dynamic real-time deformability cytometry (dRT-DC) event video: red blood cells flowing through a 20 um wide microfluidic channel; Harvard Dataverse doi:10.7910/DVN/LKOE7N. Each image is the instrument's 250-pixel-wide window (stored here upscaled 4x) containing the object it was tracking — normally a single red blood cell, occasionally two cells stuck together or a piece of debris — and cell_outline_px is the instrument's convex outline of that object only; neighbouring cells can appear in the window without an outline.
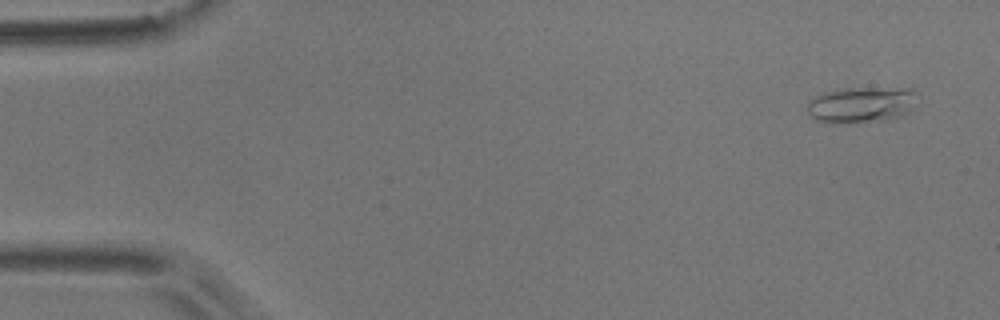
{"species": "common noctule bat (a hibernating species)", "species_latin": "Nyctalus noctula", "temperature_condition": "room temperature", "stored_images_in_passage": 8, "camera_frame_rate_fps": 3000, "um_per_image_px": 0.085, "animal": {"sex": "male", "body_mass_g": 17.9}, "frame": {"image": 1, "passage_image": 1, "time_ms": 0.0, "image_size_px": [1000, 320], "cell_outline_px": [[912, 108], [904, 116], [888, 120], [844, 124], [832, 124], [816, 120], [808, 116], [808, 100], [824, 92], [848, 88], [912, 88]], "centroid_in_image_um": [73.14, 8.94], "position_along_channel_um": 11.9, "area_um2": 23.18}}
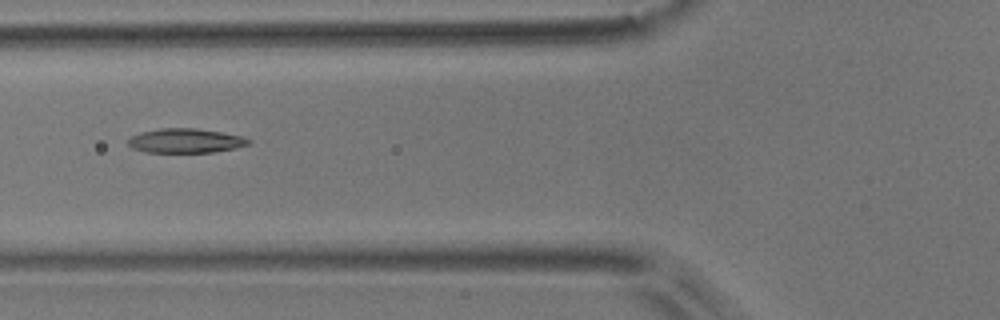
{"frame": {"image": 2, "passage_image": 6, "time_ms": 1.667, "image_size_px": [1000, 320], "cell_outline_px": [[252, 140], [248, 144], [236, 148], [212, 152], [144, 152], [132, 148], [128, 144], [128, 140], [132, 136], [140, 132], [160, 128], [196, 128], [220, 132], [240, 136]], "centroid_in_image_um": [15.74, 11.96], "position_along_channel_um": 110.1, "area_um2": 16.99}}
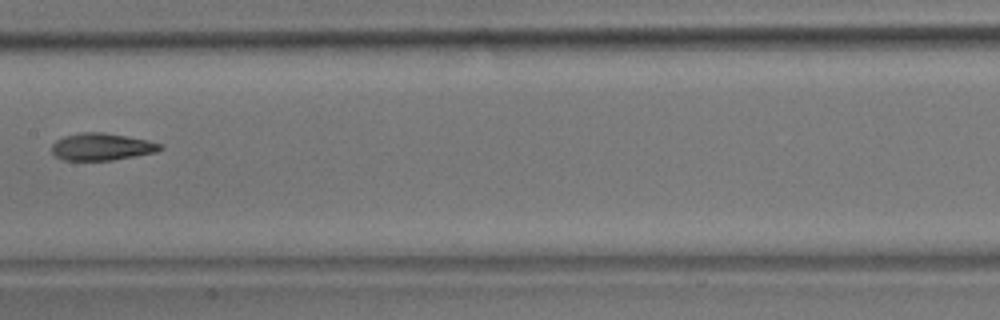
{"frame": {"image": 3, "passage_image": 8, "time_ms": 2.333, "image_size_px": [1000, 320], "cell_outline_px": [[164, 148], [156, 152], [136, 156], [112, 160], [64, 160], [56, 156], [52, 152], [52, 144], [56, 140], [64, 136], [80, 132], [104, 132], [148, 140], [164, 144]], "centroid_in_image_um": [8.67, 12.47], "position_along_channel_um": 198.7, "area_um2": 17.28}}